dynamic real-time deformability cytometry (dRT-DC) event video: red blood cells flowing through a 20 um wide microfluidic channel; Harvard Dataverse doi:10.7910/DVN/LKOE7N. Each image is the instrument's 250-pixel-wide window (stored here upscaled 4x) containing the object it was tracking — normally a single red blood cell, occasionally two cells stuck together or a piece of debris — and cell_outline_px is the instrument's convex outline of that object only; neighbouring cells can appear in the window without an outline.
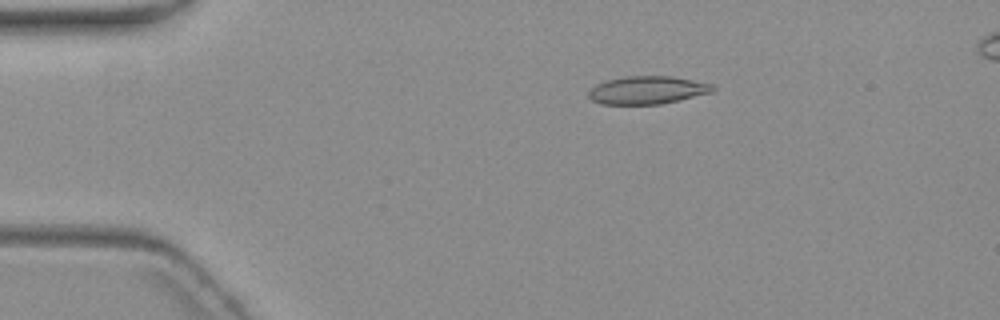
{"species": "common noctule bat (a hibernating species)", "species_latin": "Nyctalus noctula", "temperature_condition": "warm", "stored_images_in_passage": 6, "camera_frame_rate_fps": 3000, "um_per_image_px": 0.085, "animal": {"sex": "female", "body_mass_g": 19.3, "forearm_length_mm": 54.1}, "frame": {"image": 1, "passage_image": 1, "time_ms": 0.0, "image_size_px": [1000, 320], "cell_outline_px": [[716, 88], [712, 92], [660, 104], [600, 104], [592, 100], [588, 96], [588, 92], [596, 84], [604, 80], [624, 76], [672, 76], [712, 84]], "centroid_in_image_um": [54.98, 7.65], "position_along_channel_um": 30.0, "area_um2": 20.17}}
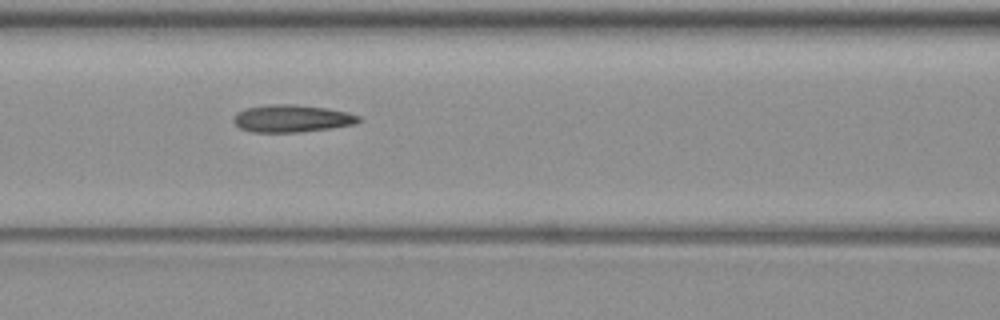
{"frame": {"image": 2, "passage_image": 5, "time_ms": 4.667, "image_size_px": [1000, 320], "cell_outline_px": [[364, 120], [356, 124], [332, 128], [300, 132], [252, 132], [240, 128], [232, 120], [236, 112], [244, 108], [268, 104], [292, 104], [328, 108], [348, 112], [360, 116]], "centroid_in_image_um": [24.83, 10.07], "position_along_channel_um": 141.8, "area_um2": 20.29}}
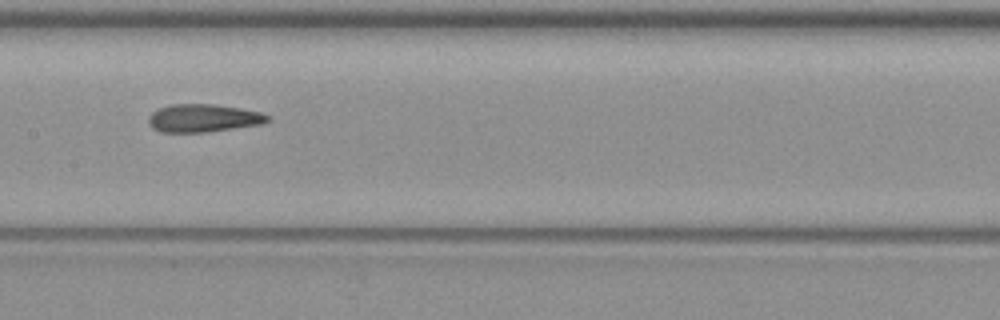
{"frame": {"image": 3, "passage_image": 6, "time_ms": 6.0, "image_size_px": [1000, 320], "cell_outline_px": [[272, 120], [260, 124], [204, 132], [160, 132], [152, 128], [148, 124], [148, 116], [152, 112], [160, 108], [172, 104], [212, 104], [240, 108], [260, 112], [268, 116]], "centroid_in_image_um": [17.24, 10.04], "position_along_channel_um": 190.2, "area_um2": 19.25}}